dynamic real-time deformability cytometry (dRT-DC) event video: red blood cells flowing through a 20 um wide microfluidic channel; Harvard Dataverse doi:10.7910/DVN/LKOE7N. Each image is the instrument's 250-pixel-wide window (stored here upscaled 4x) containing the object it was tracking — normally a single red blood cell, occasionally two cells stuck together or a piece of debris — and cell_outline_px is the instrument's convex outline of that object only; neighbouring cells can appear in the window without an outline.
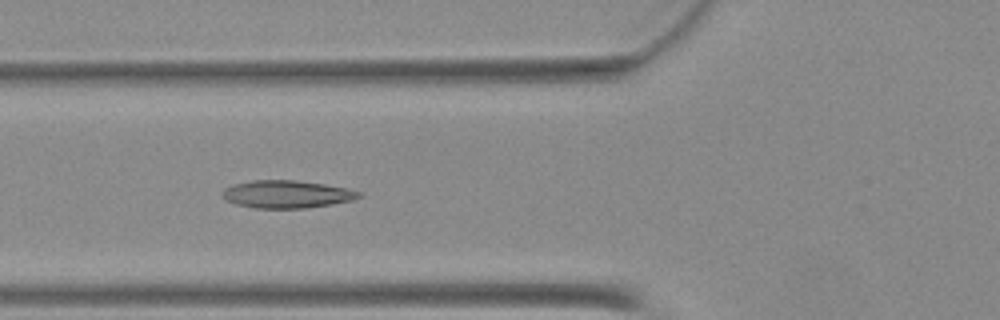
{"species": "Egyptian fruit bat (a non-hibernating species)", "species_latin": "Rousettus aegyptiacus", "temperature_condition": "warm", "stored_images_in_passage": 42, "camera_frame_rate_fps": 3000, "um_per_image_px": 0.085, "animal": {"sex": "female"}, "frame": {"image": 1, "passage_image": 14, "time_ms": 4.333, "image_size_px": [1000, 320], "cell_outline_px": [[364, 196], [352, 200], [332, 204], [304, 208], [256, 208], [236, 204], [228, 200], [224, 196], [224, 188], [232, 184], [252, 180], [296, 180], [324, 184], [348, 188], [360, 192]], "centroid_in_image_um": [24.42, 16.5], "position_along_channel_um": 101.4, "area_um2": 21.91}}
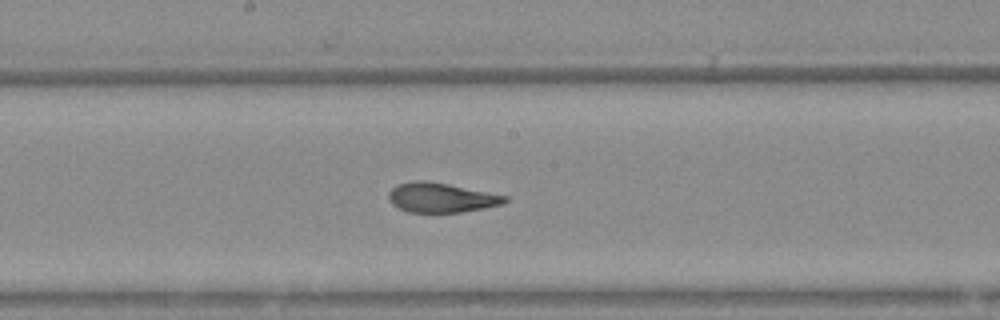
{"frame": {"image": 2, "passage_image": 22, "time_ms": 7.0, "image_size_px": [1000, 320], "cell_outline_px": [[508, 200], [500, 204], [484, 208], [460, 212], [408, 212], [392, 204], [388, 196], [388, 192], [392, 188], [400, 184], [416, 180], [428, 180], [508, 196]], "centroid_in_image_um": [37.48, 16.79], "position_along_channel_um": 210.7, "area_um2": 19.83}}
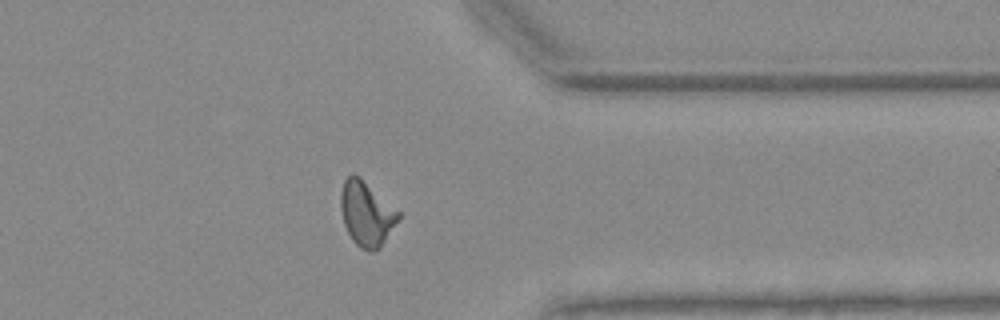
{"frame": {"image": 3, "passage_image": 35, "time_ms": 11.333, "image_size_px": [1000, 320], "cell_outline_px": [[400, 216], [380, 248], [372, 252], [368, 252], [360, 248], [352, 240], [344, 224], [340, 208], [340, 192], [344, 180], [352, 172], [360, 176], [400, 212]], "centroid_in_image_um": [31.12, 18.15], "position_along_channel_um": 380.3, "area_um2": 21.79}}